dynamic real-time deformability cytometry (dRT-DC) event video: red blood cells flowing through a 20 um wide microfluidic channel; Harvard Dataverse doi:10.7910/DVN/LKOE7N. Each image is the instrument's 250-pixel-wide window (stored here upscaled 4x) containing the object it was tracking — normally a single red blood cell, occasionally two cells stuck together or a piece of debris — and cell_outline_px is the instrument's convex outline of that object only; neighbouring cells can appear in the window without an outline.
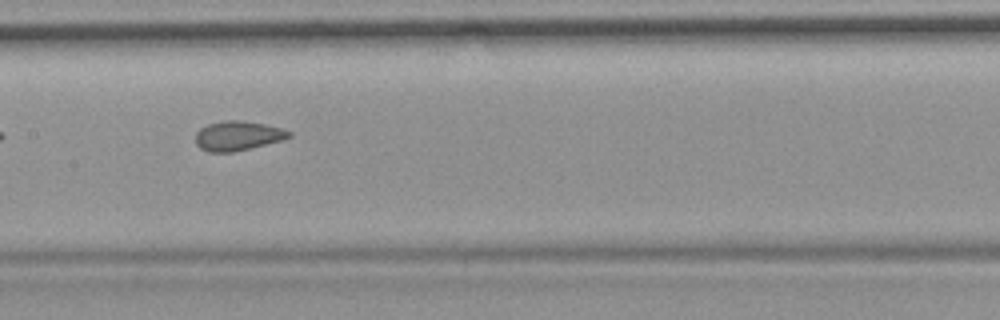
{"species": "common noctule bat (a hibernating species)", "species_latin": "Nyctalus noctula", "temperature_condition": "room temperature", "stored_images_in_passage": 39, "camera_frame_rate_fps": 3000, "um_per_image_px": 0.085, "animal": {"sex": "female", "body_mass_g": 19.9}, "frame": {"image": 1, "passage_image": 12, "time_ms": 3.667, "image_size_px": [1000, 320], "cell_outline_px": [[292, 136], [280, 140], [232, 152], [208, 152], [200, 148], [196, 144], [196, 132], [200, 128], [208, 124], [224, 120], [240, 120], [264, 124], [280, 128], [292, 132]], "centroid_in_image_um": [20.17, 11.53], "position_along_channel_um": 187.2, "area_um2": 15.84}, "authors_computed_cell_mechanics": {"area_um2": 16.473, "velocity_mm_per_s": 3.6962, "shape_relaxation_time_tau1_ms": null, "shape_relaxation_time_tau2_ms": 1.0757, "deformation_change_tau1": null, "deformation_change_tau2": 0.0589}}